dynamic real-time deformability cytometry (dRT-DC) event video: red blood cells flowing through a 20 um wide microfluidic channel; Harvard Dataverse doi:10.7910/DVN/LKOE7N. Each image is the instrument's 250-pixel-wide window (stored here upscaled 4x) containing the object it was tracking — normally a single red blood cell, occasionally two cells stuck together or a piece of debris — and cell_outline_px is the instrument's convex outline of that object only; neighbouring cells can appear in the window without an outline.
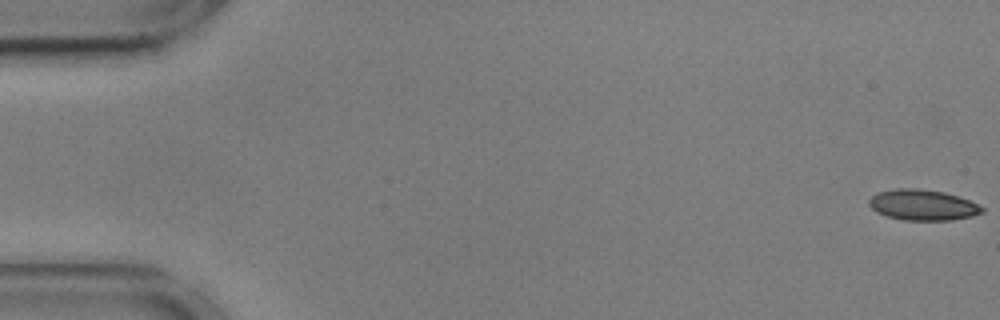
{"species": "common noctule bat (a hibernating species)", "species_latin": "Nyctalus noctula", "temperature_condition": "cold", "stored_images_in_passage": 14, "camera_frame_rate_fps": 3000, "um_per_image_px": 0.085, "animal": {"sex": "male", "body_mass_g": 17.9, "forearm_length_mm": 54.2}, "frame": {"image": 1, "passage_image": 1, "time_ms": 0.0, "image_size_px": [1000, 320], "cell_outline_px": [[984, 212], [972, 216], [952, 220], [904, 220], [888, 216], [876, 212], [868, 204], [868, 200], [876, 192], [896, 188], [916, 188], [944, 192], [968, 200], [984, 208]], "centroid_in_image_um": [78.4, 17.42], "position_along_channel_um": 6.6, "area_um2": 20.17}}